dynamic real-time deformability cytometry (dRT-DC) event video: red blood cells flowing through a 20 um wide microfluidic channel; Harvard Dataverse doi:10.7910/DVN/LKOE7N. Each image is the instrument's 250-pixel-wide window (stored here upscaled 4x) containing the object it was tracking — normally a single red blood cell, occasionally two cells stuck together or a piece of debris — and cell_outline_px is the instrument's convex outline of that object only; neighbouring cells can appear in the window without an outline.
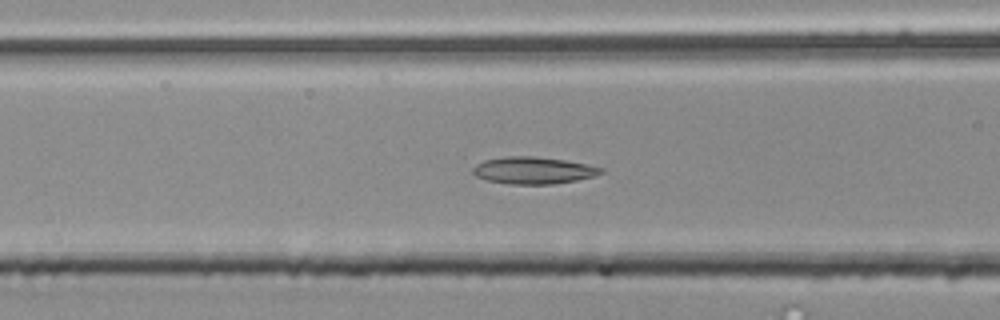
{"species": "common noctule bat (a hibernating species)", "species_latin": "Nyctalus noctula", "temperature_condition": "room temperature", "stored_images_in_passage": 41, "camera_frame_rate_fps": 3000, "um_per_image_px": 0.085, "animal": {"sex": "male", "body_mass_g": 20.4}, "frame": {"image": 1, "passage_image": 9, "time_ms": 2.667, "image_size_px": [1000, 320], "cell_outline_px": [[604, 172], [596, 176], [576, 180], [552, 184], [508, 184], [488, 180], [476, 176], [472, 172], [472, 168], [476, 164], [484, 160], [504, 156], [532, 156], [564, 160], [588, 164], [604, 168]], "centroid_in_image_um": [45.34, 14.48], "position_along_channel_um": 121.3, "area_um2": 20.23}}
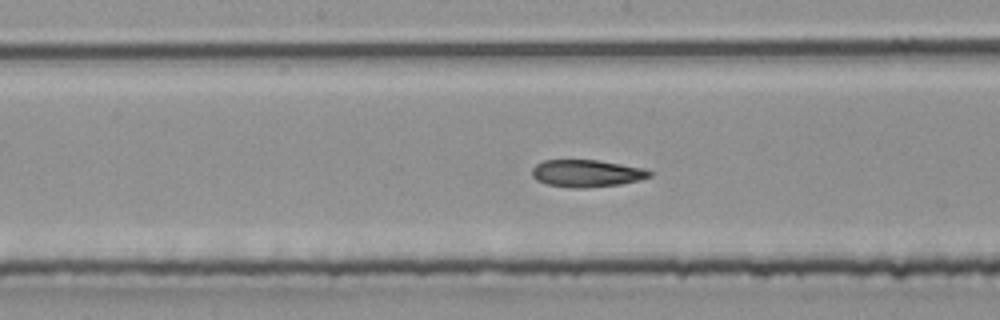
{"frame": {"image": 2, "passage_image": 15, "time_ms": 4.667, "image_size_px": [1000, 320], "cell_outline_px": [[652, 176], [640, 180], [620, 184], [584, 188], [568, 188], [548, 184], [536, 180], [532, 176], [532, 168], [536, 164], [544, 160], [600, 160], [644, 168], [652, 172]], "centroid_in_image_um": [49.87, 14.73], "position_along_channel_um": 198.3, "area_um2": 18.79}}
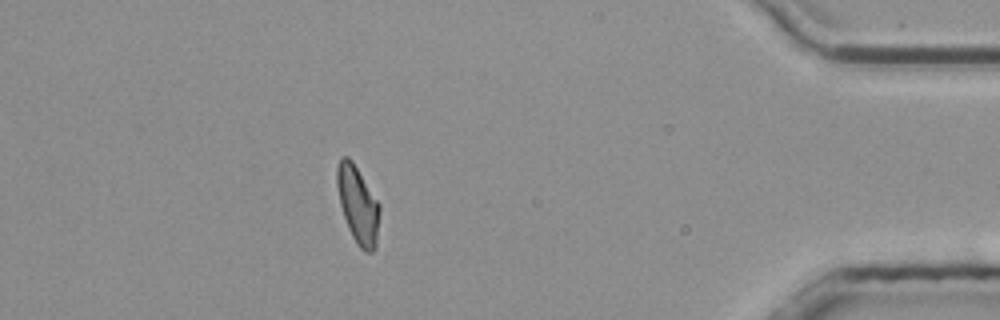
{"frame": {"image": 3, "passage_image": 35, "time_ms": 11.333, "image_size_px": [1000, 320], "cell_outline_px": [[380, 212], [376, 248], [372, 252], [364, 252], [356, 244], [348, 228], [340, 204], [336, 184], [336, 168], [340, 156], [348, 156], [352, 160], [380, 204]], "centroid_in_image_um": [30.42, 17.4], "position_along_channel_um": 404.8, "area_um2": 19.42}, "authors_computed_cell_mechanics": {"area_um2": 18.9584, "velocity_mm_per_s": 3.8392, "shape_relaxation_time_tau1_ms": null, "shape_relaxation_time_tau2_ms": 4.5317, "deformation_change_tau1": null, "deformation_change_tau2": 0.1243}}